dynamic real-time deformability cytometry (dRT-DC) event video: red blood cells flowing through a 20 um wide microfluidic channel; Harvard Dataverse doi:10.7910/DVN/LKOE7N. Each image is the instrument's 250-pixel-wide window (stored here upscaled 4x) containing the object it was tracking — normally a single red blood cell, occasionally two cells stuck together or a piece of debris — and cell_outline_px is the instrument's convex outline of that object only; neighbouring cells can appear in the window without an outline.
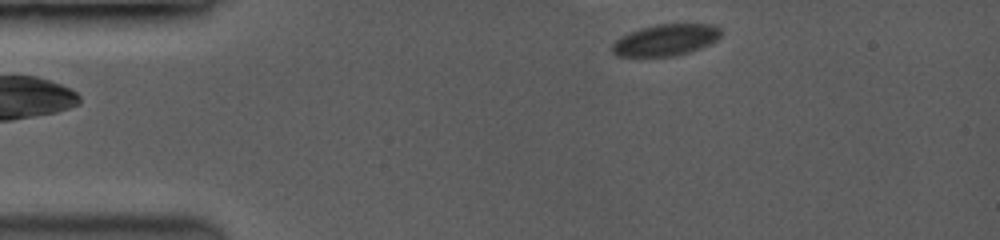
{"species": "common noctule bat (a hibernating species)", "species_latin": "Nyctalus noctula", "temperature_condition": "room temperature", "stored_images_in_passage": 7, "camera_frame_rate_fps": 3500, "um_per_image_px": 0.085, "animal": {"sex": "female", "body_mass_g": 19.0, "forearm_length_mm": 53.3}, "frame": {"image": 1, "passage_image": 1, "time_ms": 0.0, "image_size_px": [1000, 240], "cell_outline_px": [[720, 36], [716, 40], [708, 44], [684, 52], [668, 56], [620, 56], [612, 52], [612, 44], [616, 40], [632, 32], [644, 28], [660, 24], [708, 24], [720, 28]], "centroid_in_image_um": [56.57, 3.39], "position_along_channel_um": 28.4, "area_um2": 19.07}}